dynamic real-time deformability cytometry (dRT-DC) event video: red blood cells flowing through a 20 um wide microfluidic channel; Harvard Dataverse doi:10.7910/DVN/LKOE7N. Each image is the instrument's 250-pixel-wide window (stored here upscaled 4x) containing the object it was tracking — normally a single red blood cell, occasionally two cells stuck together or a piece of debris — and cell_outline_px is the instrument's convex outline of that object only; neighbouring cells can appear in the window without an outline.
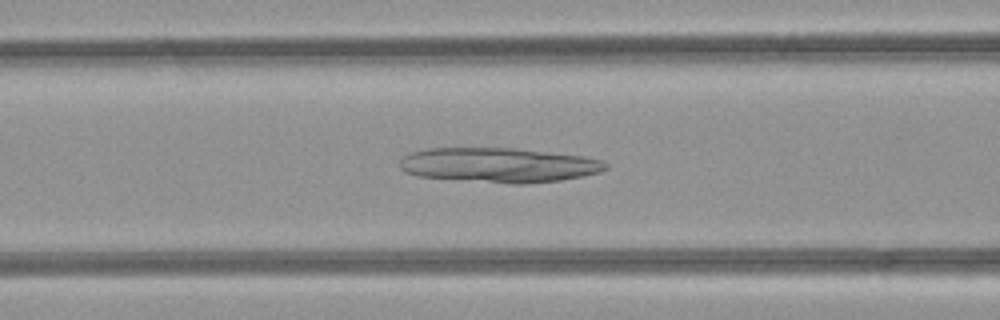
{"species": "common noctule bat (a hibernating species)", "species_latin": "Nyctalus noctula", "temperature_condition": "room temperature", "stored_images_in_passage": 50, "camera_frame_rate_fps": 3000, "um_per_image_px": 0.085, "animal": {"sex": "female", "body_mass_g": 21.9}, "frame": {"image": 1, "passage_image": 20, "time_ms": 6.333, "image_size_px": [1000, 320], "cell_outline_px": [[608, 168], [600, 172], [560, 180], [528, 184], [512, 184], [416, 176], [404, 172], [400, 168], [400, 160], [404, 156], [412, 152], [424, 148], [516, 148], [584, 156], [600, 160], [608, 164]], "centroid_in_image_um": [42.38, 14.03], "position_along_channel_um": 124.2, "area_um2": 41.73}}
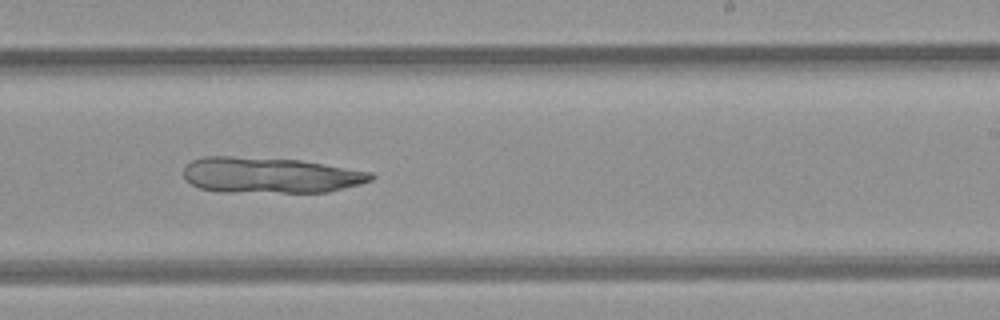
{"frame": {"image": 2, "passage_image": 30, "time_ms": 9.667, "image_size_px": [1000, 320], "cell_outline_px": [[376, 176], [372, 180], [360, 184], [328, 192], [216, 192], [200, 188], [192, 184], [184, 176], [184, 168], [192, 160], [204, 156], [232, 156], [300, 160], [372, 172]], "centroid_in_image_um": [22.97, 14.89], "position_along_channel_um": 266.0, "area_um2": 39.13}}
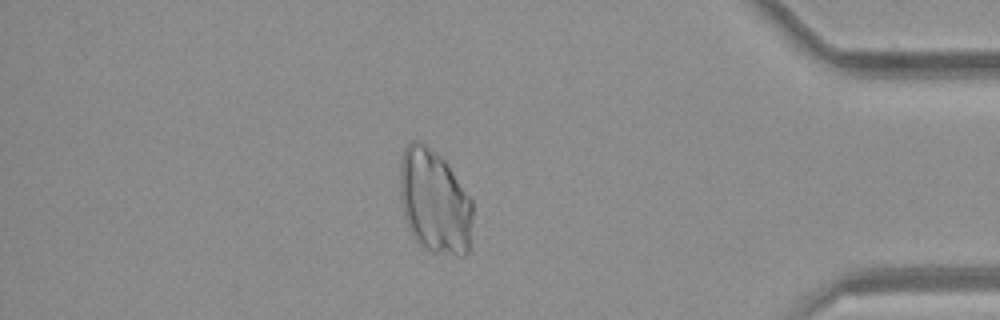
{"frame": {"image": 3, "passage_image": 42, "time_ms": 13.667, "image_size_px": [1000, 320], "cell_outline_px": [[472, 220], [468, 252], [464, 256], [460, 256], [432, 252], [424, 248], [416, 240], [408, 228], [404, 216], [400, 196], [400, 164], [404, 148], [412, 140], [420, 140], [440, 156], [448, 164], [472, 200]], "centroid_in_image_um": [36.92, 17.13], "position_along_channel_um": 398.3, "area_um2": 44.27}}